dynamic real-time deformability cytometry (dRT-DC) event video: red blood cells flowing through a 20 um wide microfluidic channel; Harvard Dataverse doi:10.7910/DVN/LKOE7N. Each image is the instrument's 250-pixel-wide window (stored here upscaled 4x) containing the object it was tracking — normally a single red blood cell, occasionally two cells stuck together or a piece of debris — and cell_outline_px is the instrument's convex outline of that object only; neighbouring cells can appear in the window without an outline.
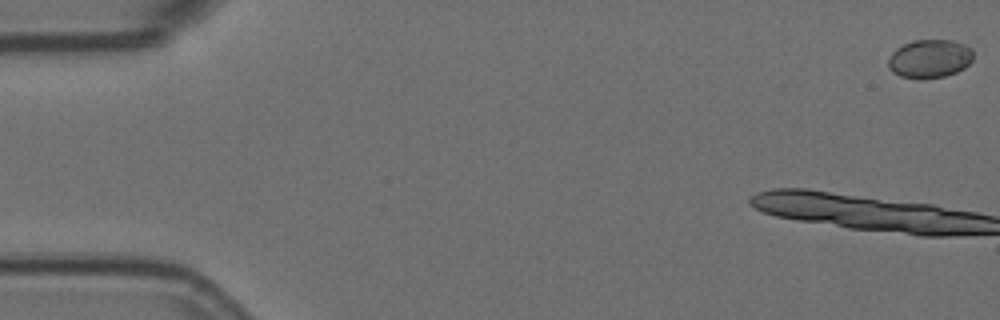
{"species": "Egyptian fruit bat (a non-hibernating species)", "species_latin": "Rousettus aegyptiacus", "temperature_condition": "room temperature", "stored_images_in_passage": 5, "camera_frame_rate_fps": 3000, "um_per_image_px": 0.085, "animal": {"sex": "female"}, "frame": {"image": 1, "passage_image": 1, "time_ms": 0.0, "image_size_px": [1000, 320], "cell_outline_px": [[972, 60], [964, 68], [956, 72], [944, 76], [900, 76], [892, 72], [888, 68], [888, 60], [892, 52], [896, 48], [912, 40], [952, 40], [964, 44], [972, 48]], "centroid_in_image_um": [79.02, 4.94], "position_along_channel_um": 6.0, "area_um2": 18.61}}